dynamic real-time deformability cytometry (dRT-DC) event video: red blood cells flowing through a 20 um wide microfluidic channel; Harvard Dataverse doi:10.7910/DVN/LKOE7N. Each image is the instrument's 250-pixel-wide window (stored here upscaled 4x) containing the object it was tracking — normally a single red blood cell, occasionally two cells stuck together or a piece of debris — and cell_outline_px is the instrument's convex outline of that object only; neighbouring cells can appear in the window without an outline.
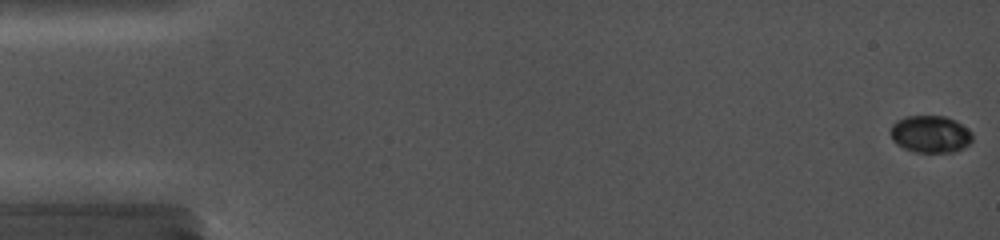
{"species": "common noctule bat (a hibernating species)", "species_latin": "Nyctalus noctula", "temperature_condition": "cold", "stored_images_in_passage": 67, "camera_frame_rate_fps": 5000, "um_per_image_px": 0.085, "animal": {"sex": "female", "body_mass_g": 19.0, "forearm_length_mm": 56.7}, "frame": {"image": 1, "passage_image": 1, "time_ms": 0.0, "image_size_px": [1000, 240], "cell_outline_px": [[972, 140], [968, 144], [952, 152], [916, 152], [904, 148], [896, 144], [892, 140], [888, 132], [892, 124], [896, 120], [908, 116], [944, 116], [960, 124], [972, 132]], "centroid_in_image_um": [79.01, 11.4], "position_along_channel_um": 6.0, "area_um2": 17.63}}
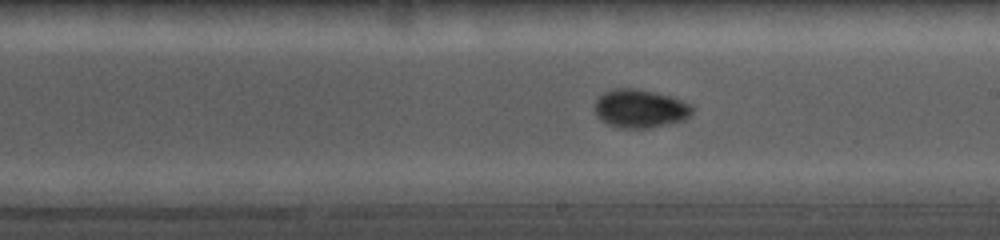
{"frame": {"image": 2, "passage_image": 52, "time_ms": 10.0, "image_size_px": [1000, 240], "cell_outline_px": [[692, 112], [684, 120], [648, 128], [620, 128], [608, 124], [600, 120], [596, 116], [592, 108], [596, 100], [604, 92], [612, 88], [636, 88], [672, 96], [692, 104]], "centroid_in_image_um": [54.36, 9.22], "position_along_channel_um": 234.6, "area_um2": 22.08}}
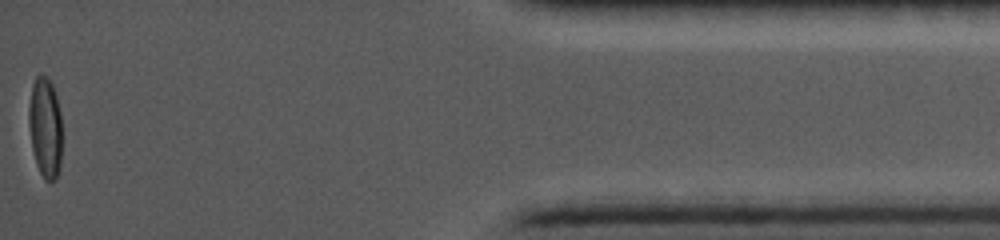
{"frame": {"image": 3, "passage_image": 67, "time_ms": 16.6, "image_size_px": [1000, 240], "cell_outline_px": [[60, 168], [56, 180], [44, 180], [36, 164], [32, 148], [28, 124], [28, 108], [32, 84], [36, 76], [40, 72], [48, 76], [52, 84], [56, 96], [60, 112]], "centroid_in_image_um": [3.82, 10.79], "position_along_channel_um": 431.4, "area_um2": 19.59}}